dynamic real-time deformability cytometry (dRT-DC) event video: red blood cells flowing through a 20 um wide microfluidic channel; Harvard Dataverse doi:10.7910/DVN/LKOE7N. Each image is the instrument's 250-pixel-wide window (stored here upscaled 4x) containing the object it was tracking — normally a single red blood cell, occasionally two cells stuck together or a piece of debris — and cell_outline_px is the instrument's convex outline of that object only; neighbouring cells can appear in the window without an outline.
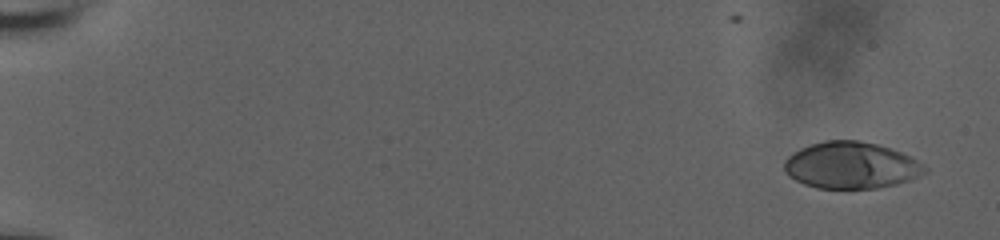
{"species": "human", "species_latin": "Homo sapiens", "temperature_condition": "room temperature", "stored_images_in_passage": 14, "camera_frame_rate_fps": 3000, "um_per_image_px": 0.085, "donor": {"sex": "male"}, "frame": {"image": 1, "passage_image": 1, "time_ms": 0.0, "image_size_px": [1000, 240], "cell_outline_px": [[928, 172], [908, 180], [896, 184], [876, 188], [816, 188], [804, 184], [788, 176], [784, 172], [784, 160], [792, 152], [800, 148], [824, 140], [856, 140], [876, 144], [892, 148], [924, 164], [928, 168]], "centroid_in_image_um": [72.32, 14.05], "position_along_channel_um": 12.7, "area_um2": 38.26}}
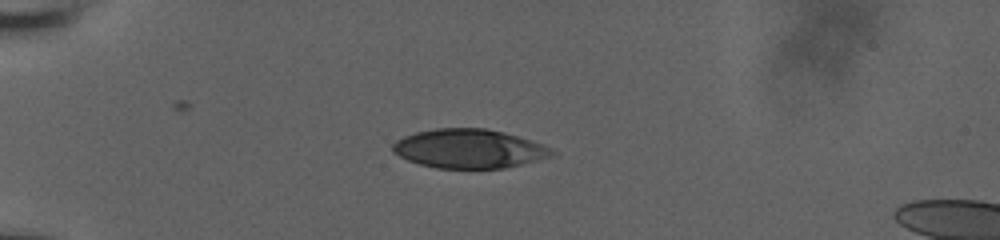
{"frame": {"image": 2, "passage_image": 7, "time_ms": 2.0, "image_size_px": [1000, 240], "cell_outline_px": [[556, 156], [504, 168], [436, 168], [420, 164], [408, 160], [392, 152], [392, 144], [396, 140], [404, 136], [416, 132], [436, 128], [484, 128], [504, 132], [544, 144], [552, 148], [556, 152]], "centroid_in_image_um": [39.9, 12.64], "position_along_channel_um": 45.1, "area_um2": 36.36}}
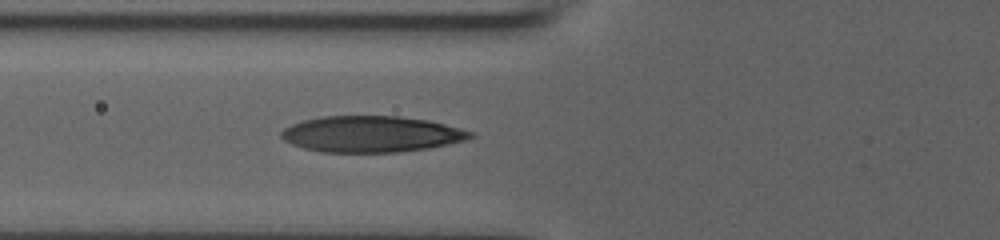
{"frame": {"image": 3, "passage_image": 14, "time_ms": 4.333, "image_size_px": [1000, 240], "cell_outline_px": [[476, 136], [464, 140], [448, 144], [428, 148], [400, 152], [320, 152], [304, 148], [292, 144], [284, 140], [280, 136], [280, 132], [284, 128], [292, 124], [304, 120], [320, 116], [400, 116], [428, 120], [476, 132]], "centroid_in_image_um": [31.57, 11.39], "position_along_channel_um": 94.2, "area_um2": 40.0}}